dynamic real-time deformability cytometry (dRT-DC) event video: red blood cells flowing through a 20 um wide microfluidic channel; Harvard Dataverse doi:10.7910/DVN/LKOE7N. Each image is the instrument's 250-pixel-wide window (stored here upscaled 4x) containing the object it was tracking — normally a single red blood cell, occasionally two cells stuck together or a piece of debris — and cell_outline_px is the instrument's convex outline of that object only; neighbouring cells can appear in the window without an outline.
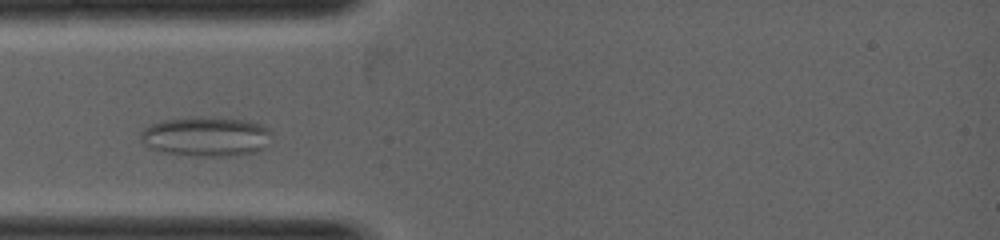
{"species": "common noctule bat (a hibernating species)", "species_latin": "Nyctalus noctula", "temperature_condition": "warm", "stored_images_in_passage": 4, "camera_frame_rate_fps": 5000, "um_per_image_px": 0.085, "animal": {"sex": "female", "body_mass_g": 19.0, "forearm_length_mm": 53.3}, "frame": {"image": 1, "passage_image": 3, "time_ms": 0.8, "image_size_px": [1000, 240], "cell_outline_px": [[272, 132], [264, 148], [256, 152], [228, 156], [192, 156], [160, 152], [148, 148], [140, 140], [140, 132], [144, 128], [152, 124], [164, 120], [192, 116], [212, 116], [248, 120], [260, 124], [268, 128]], "centroid_in_image_um": [17.49, 11.59], "position_along_channel_um": 67.5, "area_um2": 30.87}}
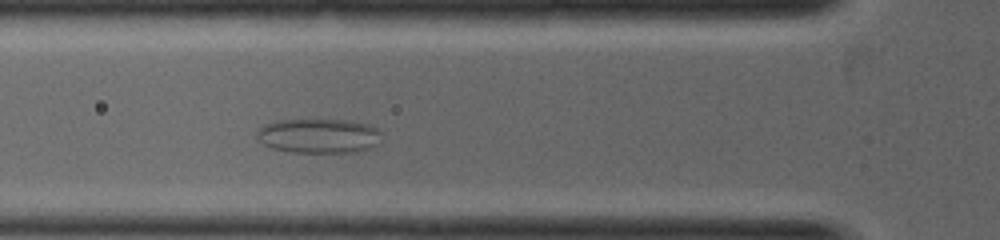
{"frame": {"image": 2, "passage_image": 4, "time_ms": 1.2, "image_size_px": [1000, 240], "cell_outline_px": [[380, 144], [368, 148], [352, 152], [292, 152], [272, 148], [264, 144], [256, 136], [256, 132], [264, 124], [276, 120], [344, 120], [368, 124], [376, 128], [380, 132]], "centroid_in_image_um": [27.08, 11.54], "position_along_channel_um": 98.7, "area_um2": 24.97}}